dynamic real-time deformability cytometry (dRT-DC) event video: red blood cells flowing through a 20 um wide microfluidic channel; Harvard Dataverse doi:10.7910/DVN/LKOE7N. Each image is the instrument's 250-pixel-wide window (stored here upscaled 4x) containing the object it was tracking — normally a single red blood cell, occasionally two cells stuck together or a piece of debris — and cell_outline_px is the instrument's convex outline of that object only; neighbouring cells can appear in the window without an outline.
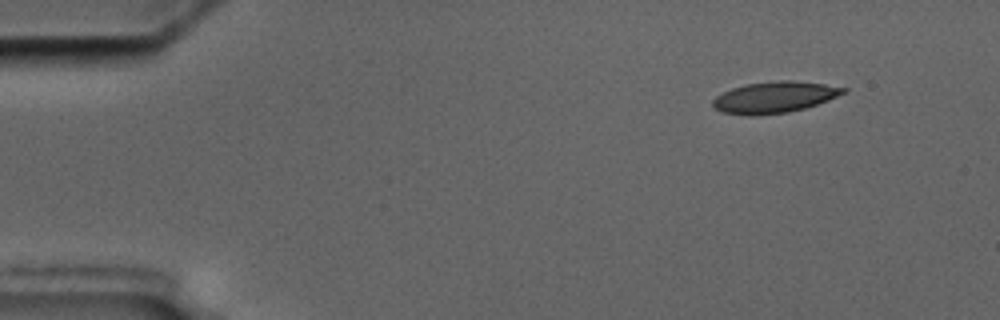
{"species": "common noctule bat (a hibernating species)", "species_latin": "Nyctalus noctula", "temperature_condition": "cold", "stored_images_in_passage": 3, "camera_frame_rate_fps": 3000, "um_per_image_px": 0.085, "animal": {"sex": "male", "body_mass_g": 17.5, "forearm_length_mm": 52.3}, "frame": {"image": 1, "passage_image": 1, "time_ms": 0.0, "image_size_px": [1000, 320], "cell_outline_px": [[848, 88], [844, 92], [828, 100], [804, 108], [788, 112], [724, 112], [716, 108], [712, 104], [712, 100], [716, 96], [732, 88], [744, 84], [772, 80], [792, 80], [824, 84]], "centroid_in_image_um": [65.87, 8.19], "position_along_channel_um": 19.1, "area_um2": 22.72}}